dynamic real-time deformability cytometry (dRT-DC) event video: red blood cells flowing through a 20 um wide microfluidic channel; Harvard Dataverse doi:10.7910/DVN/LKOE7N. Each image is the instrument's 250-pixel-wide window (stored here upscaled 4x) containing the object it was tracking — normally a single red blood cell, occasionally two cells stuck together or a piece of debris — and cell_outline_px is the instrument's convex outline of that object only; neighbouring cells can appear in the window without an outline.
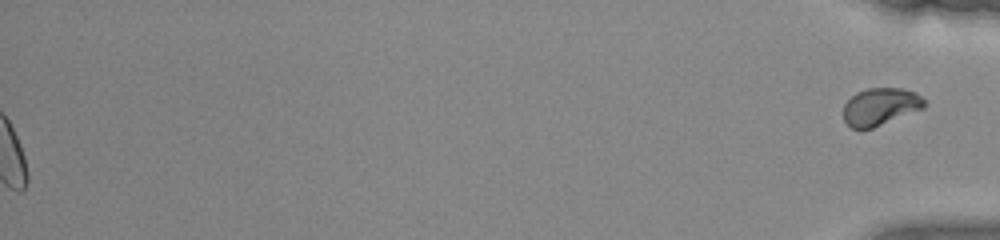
{"species": "common noctule bat (a hibernating species)", "species_latin": "Nyctalus noctula", "temperature_condition": "warm", "stored_images_in_passage": 54, "segment_of_instrument_passage": [2, 2], "camera_frame_rate_fps": 3000, "um_per_image_px": 0.085, "animal": {"sex": "female", "body_mass_g": 22.0, "forearm_length_mm": 56.7}, "frame": {"image": 1, "passage_image": 54, "time_ms": 17.667, "image_size_px": [1000, 240], "cell_outline_px": [[928, 104], [924, 108], [872, 128], [852, 128], [844, 120], [844, 104], [856, 92], [868, 88], [900, 88], [916, 92]], "centroid_in_image_um": [74.85, 9.05], "position_along_channel_um": 360.4, "area_um2": 17.51}}